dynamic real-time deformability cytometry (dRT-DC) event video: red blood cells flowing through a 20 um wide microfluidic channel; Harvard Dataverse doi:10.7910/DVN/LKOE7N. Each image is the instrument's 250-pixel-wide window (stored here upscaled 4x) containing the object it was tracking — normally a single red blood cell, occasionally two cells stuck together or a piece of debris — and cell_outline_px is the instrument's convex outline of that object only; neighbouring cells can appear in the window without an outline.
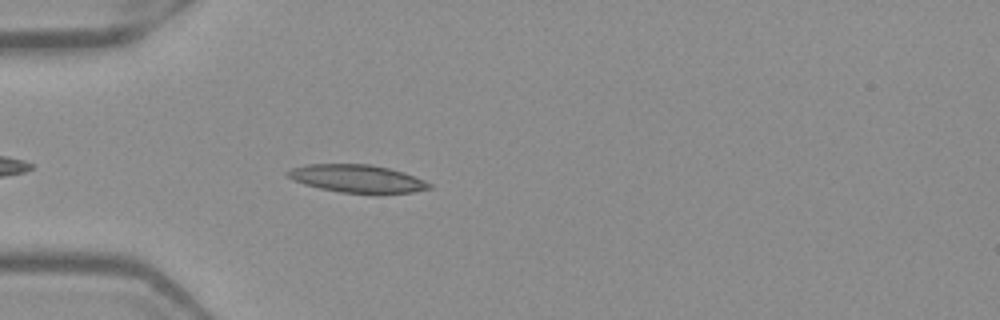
{"species": "Egyptian fruit bat (a non-hibernating species)", "species_latin": "Rousettus aegyptiacus", "temperature_condition": "warm", "stored_images_in_passage": 35, "camera_frame_rate_fps": 3000, "um_per_image_px": 0.085, "frame": {"image": 1, "passage_image": 4, "time_ms": 1.0, "image_size_px": [1000, 320], "cell_outline_px": [[432, 188], [412, 192], [376, 196], [340, 192], [320, 188], [304, 184], [292, 180], [284, 172], [292, 168], [304, 164], [372, 164], [404, 172], [424, 180], [432, 184]], "centroid_in_image_um": [30.39, 15.21], "position_along_channel_um": 54.6, "area_um2": 23.7}}
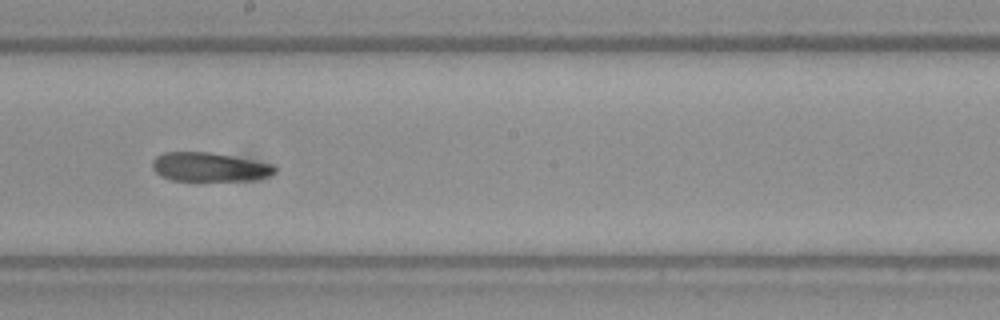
{"frame": {"image": 2, "passage_image": 18, "time_ms": 5.667, "image_size_px": [1000, 320], "cell_outline_px": [[276, 172], [268, 176], [252, 180], [172, 180], [160, 176], [152, 168], [152, 160], [156, 156], [164, 152], [208, 152], [232, 156], [276, 164]], "centroid_in_image_um": [17.81, 14.19], "position_along_channel_um": 230.4, "area_um2": 20.69}}
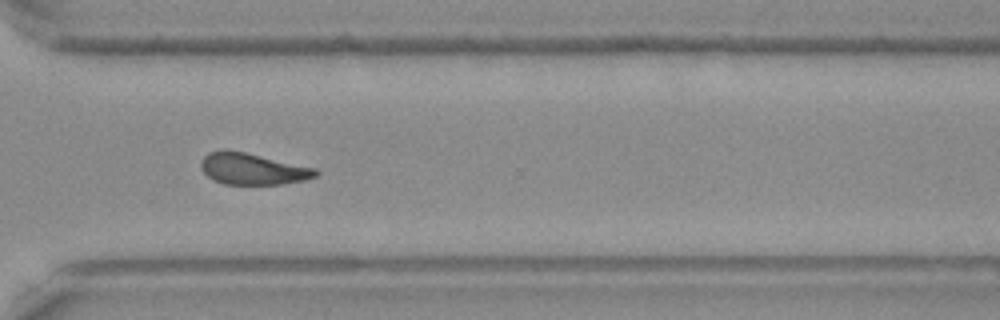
{"frame": {"image": 3, "passage_image": 27, "time_ms": 8.667, "image_size_px": [1000, 320], "cell_outline_px": [[320, 172], [316, 176], [304, 180], [284, 184], [224, 184], [212, 180], [200, 168], [200, 160], [208, 152], [220, 148], [224, 148], [244, 152], [316, 168]], "centroid_in_image_um": [21.42, 14.34], "position_along_channel_um": 349.2, "area_um2": 21.27}, "authors_computed_cell_mechanics": {"area_um2": 21.2126, "velocity_mm_per_s": 3.9565, "shape_relaxation_time_tau1_ms": null, "shape_relaxation_time_tau2_ms": 7.8316, "deformation_change_tau1": null, "deformation_change_tau2": 0.1904}}